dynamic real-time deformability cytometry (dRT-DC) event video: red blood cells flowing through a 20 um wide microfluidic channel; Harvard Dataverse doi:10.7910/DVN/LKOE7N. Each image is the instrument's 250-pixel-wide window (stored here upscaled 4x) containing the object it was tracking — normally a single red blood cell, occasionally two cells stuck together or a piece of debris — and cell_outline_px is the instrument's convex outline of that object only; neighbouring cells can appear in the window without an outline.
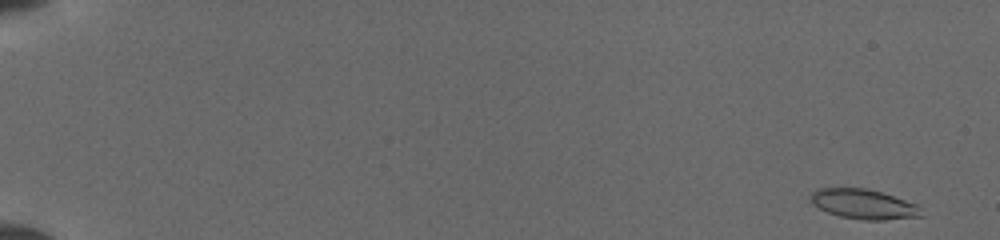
{"species": "common noctule bat (a hibernating species)", "species_latin": "Nyctalus noctula", "temperature_condition": "cold", "stored_images_in_passage": 49, "camera_frame_rate_fps": 3000, "um_per_image_px": 0.085, "animal": {"sex": "female", "body_mass_g": 19.5, "forearm_length_mm": 54.1}, "frame": {"image": 1, "passage_image": 1, "time_ms": 0.0, "image_size_px": [1000, 240], "cell_outline_px": [[924, 216], [884, 220], [864, 220], [840, 216], [828, 212], [812, 204], [812, 192], [816, 188], [864, 188], [880, 192], [916, 204], [920, 208]], "centroid_in_image_um": [73.42, 17.36], "position_along_channel_um": 11.6, "area_um2": 18.96}}
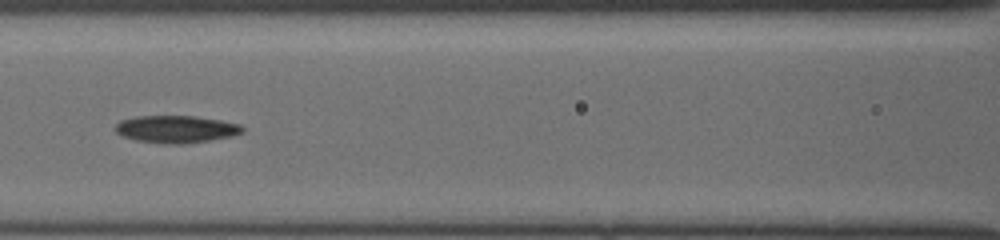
{"frame": {"image": 2, "passage_image": 24, "time_ms": 7.667, "image_size_px": [1000, 240], "cell_outline_px": [[244, 132], [232, 136], [208, 140], [180, 144], [164, 144], [136, 140], [124, 136], [116, 132], [116, 124], [120, 120], [136, 116], [196, 116], [220, 120], [240, 124], [244, 128]], "centroid_in_image_um": [14.98, 10.97], "position_along_channel_um": 151.6, "area_um2": 20.17}}
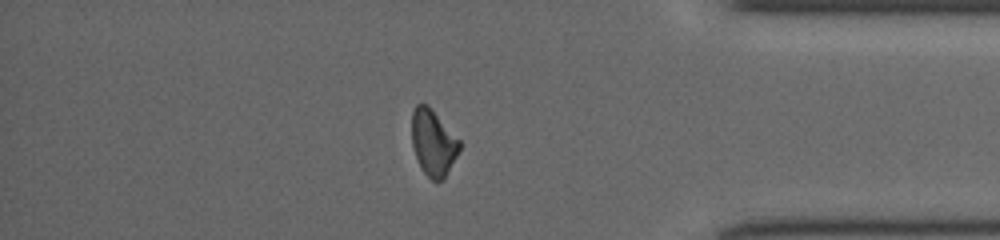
{"frame": {"image": 3, "passage_image": 43, "time_ms": 14.0, "image_size_px": [1000, 240], "cell_outline_px": [[460, 148], [444, 180], [436, 184], [424, 172], [416, 156], [412, 144], [412, 112], [416, 104], [428, 104], [460, 140]], "centroid_in_image_um": [36.83, 12.13], "position_along_channel_um": 398.4, "area_um2": 18.38}}